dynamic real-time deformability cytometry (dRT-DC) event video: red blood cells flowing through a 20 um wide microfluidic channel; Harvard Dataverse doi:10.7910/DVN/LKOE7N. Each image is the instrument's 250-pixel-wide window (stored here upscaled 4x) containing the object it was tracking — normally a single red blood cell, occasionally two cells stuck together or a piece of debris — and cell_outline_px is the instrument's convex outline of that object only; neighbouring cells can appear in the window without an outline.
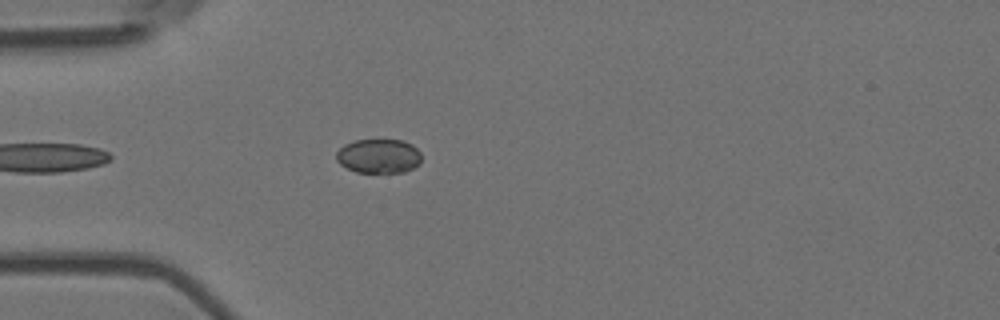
{"species": "Egyptian fruit bat (a non-hibernating species)", "species_latin": "Rousettus aegyptiacus", "temperature_condition": "room temperature", "stored_images_in_passage": 4, "camera_frame_rate_fps": 3000, "um_per_image_px": 0.085, "animal": {"sex": "female"}, "frame": {"image": 1, "passage_image": 4, "time_ms": 1.0, "image_size_px": [1000, 320], "cell_outline_px": [[420, 164], [404, 172], [356, 172], [340, 164], [336, 160], [336, 152], [344, 144], [356, 140], [404, 140], [412, 144], [420, 152]], "centroid_in_image_um": [32.19, 13.26], "position_along_channel_um": 52.8, "area_um2": 16.99}}